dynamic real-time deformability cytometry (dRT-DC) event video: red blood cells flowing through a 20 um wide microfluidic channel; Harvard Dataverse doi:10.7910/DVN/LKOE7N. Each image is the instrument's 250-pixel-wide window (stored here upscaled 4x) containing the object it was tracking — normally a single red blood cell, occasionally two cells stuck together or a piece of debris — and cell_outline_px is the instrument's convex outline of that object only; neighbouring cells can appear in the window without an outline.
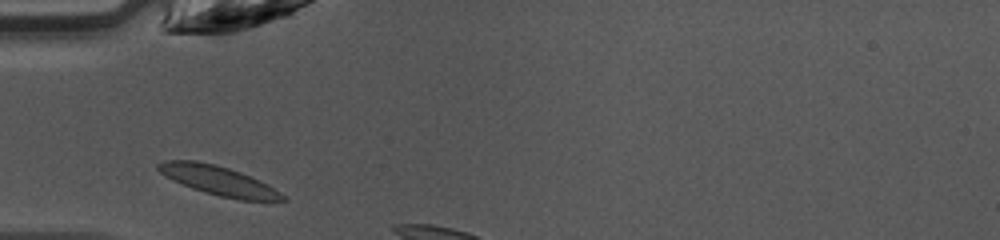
{"species": "common noctule bat (a hibernating species)", "species_latin": "Nyctalus noctula", "temperature_condition": "warm", "stored_images_in_passage": 3, "camera_frame_rate_fps": 3000, "um_per_image_px": 0.085, "animal": {"sex": "female", "body_mass_g": 10.0, "forearm_length_mm": 53.1}, "frame": {"image": 1, "passage_image": 1, "time_ms": 0.0, "image_size_px": [1000, 240], "cell_outline_px": [[288, 200], [240, 200], [220, 196], [204, 192], [192, 188], [172, 180], [160, 172], [156, 168], [156, 164], [164, 160], [196, 160], [216, 164], [240, 172], [260, 180], [268, 184], [280, 192]], "centroid_in_image_um": [18.54, 15.33], "position_along_channel_um": 66.5, "area_um2": 21.15}}